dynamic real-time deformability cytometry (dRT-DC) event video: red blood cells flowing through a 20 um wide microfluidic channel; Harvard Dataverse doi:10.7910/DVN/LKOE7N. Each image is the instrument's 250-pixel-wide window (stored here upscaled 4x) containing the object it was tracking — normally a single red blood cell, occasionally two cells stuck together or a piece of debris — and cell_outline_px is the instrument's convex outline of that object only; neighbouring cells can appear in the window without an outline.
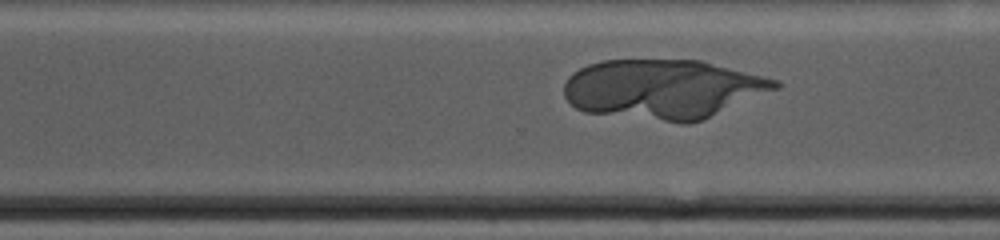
{"species": "human", "species_latin": "Homo sapiens", "temperature_condition": "warm", "stored_images_in_passage": 72, "camera_frame_rate_fps": 3000, "um_per_image_px": 0.085, "donor": {"sex": "male"}, "frame": {"image": 1, "passage_image": 59, "time_ms": 19.333, "image_size_px": [1000, 240], "cell_outline_px": [[780, 88], [700, 120], [688, 124], [684, 124], [584, 112], [576, 108], [564, 96], [564, 84], [568, 76], [572, 72], [588, 64], [604, 60], [700, 60], [776, 80], [780, 84]], "centroid_in_image_um": [56.3, 7.58], "position_along_channel_um": 314.3, "area_um2": 72.83}}
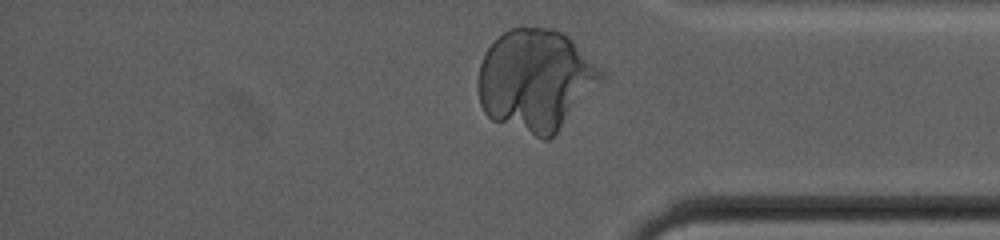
{"frame": {"image": 2, "passage_image": 70, "time_ms": 23.0, "image_size_px": [1000, 240], "cell_outline_px": [[604, 80], [556, 132], [548, 140], [544, 140], [492, 120], [484, 112], [480, 104], [476, 84], [476, 80], [480, 64], [484, 52], [504, 32], [512, 28], [552, 28], [568, 36], [572, 40], [604, 76]], "centroid_in_image_um": [45.47, 6.83], "position_along_channel_um": 389.7, "area_um2": 72.19}}